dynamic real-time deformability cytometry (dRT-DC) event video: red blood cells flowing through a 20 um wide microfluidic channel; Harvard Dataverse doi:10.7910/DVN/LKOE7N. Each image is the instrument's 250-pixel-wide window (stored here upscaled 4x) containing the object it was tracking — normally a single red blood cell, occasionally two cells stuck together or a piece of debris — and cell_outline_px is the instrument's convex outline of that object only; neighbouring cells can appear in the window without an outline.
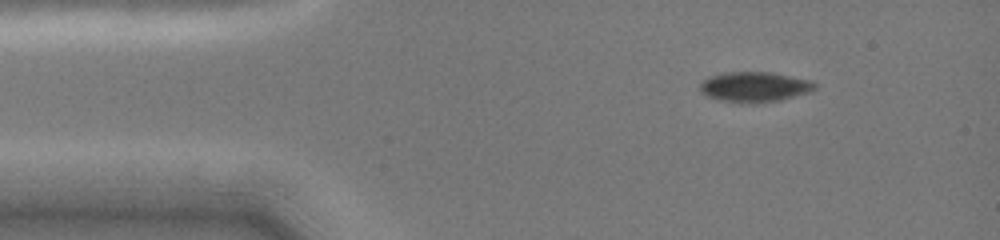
{"species": "common noctule bat (a hibernating species)", "species_latin": "Nyctalus noctula", "temperature_condition": "cold", "stored_images_in_passage": 6, "camera_frame_rate_fps": 3000, "um_per_image_px": 0.085, "animal": {"sex": "female", "body_mass_g": 19.0, "forearm_length_mm": 51.5}, "frame": {"image": 1, "passage_image": 1, "time_ms": 0.0, "image_size_px": [1000, 240], "cell_outline_px": [[816, 88], [812, 92], [780, 100], [756, 104], [740, 104], [720, 100], [708, 96], [700, 92], [700, 84], [708, 76], [724, 72], [772, 72], [812, 80], [816, 84]], "centroid_in_image_um": [64.16, 7.4], "position_along_channel_um": 20.8, "area_um2": 20.69}}
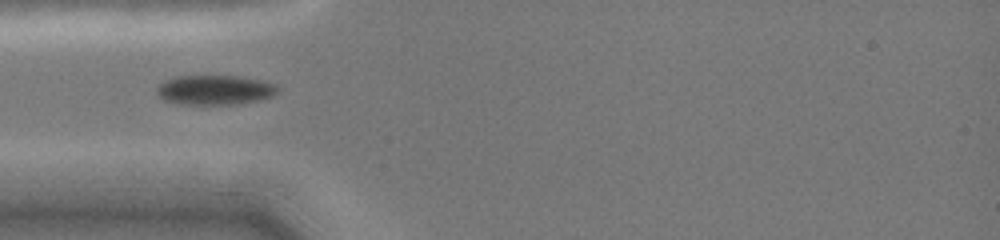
{"frame": {"image": 2, "passage_image": 5, "time_ms": 2.667, "image_size_px": [1000, 240], "cell_outline_px": [[280, 88], [272, 96], [256, 100], [236, 104], [176, 104], [164, 100], [156, 92], [156, 88], [164, 80], [176, 76], [236, 76], [260, 80], [276, 84]], "centroid_in_image_um": [18.22, 7.64], "position_along_channel_um": 66.8, "area_um2": 20.81}}